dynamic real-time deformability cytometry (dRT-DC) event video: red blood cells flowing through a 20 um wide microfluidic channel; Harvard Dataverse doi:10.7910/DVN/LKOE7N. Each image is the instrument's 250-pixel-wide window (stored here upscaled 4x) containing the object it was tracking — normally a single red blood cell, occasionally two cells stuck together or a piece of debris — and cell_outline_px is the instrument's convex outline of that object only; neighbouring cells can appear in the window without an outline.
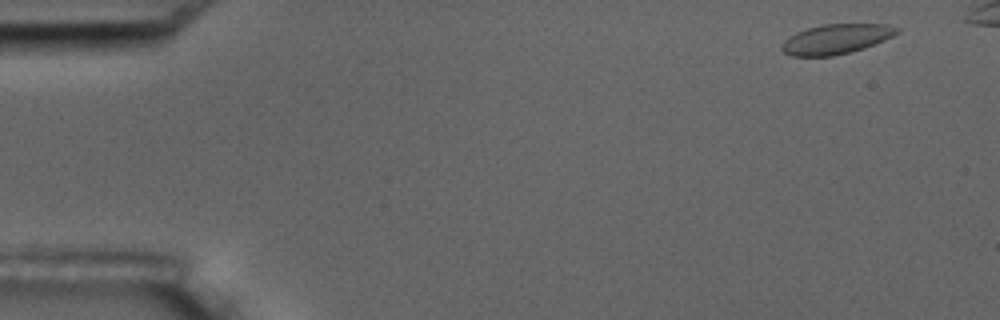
{"species": "common noctule bat (a hibernating species)", "species_latin": "Nyctalus noctula", "temperature_condition": "room temperature", "stored_images_in_passage": 7, "camera_frame_rate_fps": 3000, "um_per_image_px": 0.085, "animal": {"sex": "male", "body_mass_g": 17.5, "forearm_length_mm": 52.3}, "frame": {"image": 1, "passage_image": 1, "time_ms": 0.0, "image_size_px": [1000, 320], "cell_outline_px": [[900, 32], [884, 40], [864, 48], [832, 56], [792, 56], [784, 52], [780, 48], [784, 40], [796, 32], [808, 28], [824, 24], [888, 24], [900, 28]], "centroid_in_image_um": [71.08, 3.31], "position_along_channel_um": 13.9, "area_um2": 19.94}}